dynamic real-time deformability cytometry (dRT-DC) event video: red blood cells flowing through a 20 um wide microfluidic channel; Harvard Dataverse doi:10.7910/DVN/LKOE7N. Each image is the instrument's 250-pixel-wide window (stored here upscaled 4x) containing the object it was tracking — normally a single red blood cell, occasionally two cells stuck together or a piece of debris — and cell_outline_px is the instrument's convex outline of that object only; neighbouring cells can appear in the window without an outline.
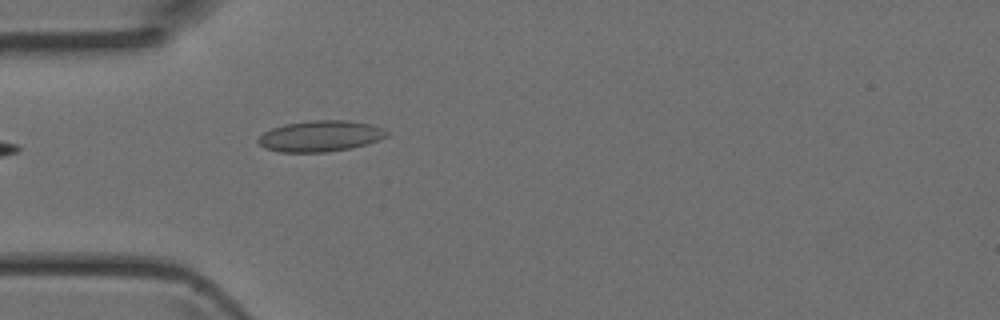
{"species": "Egyptian fruit bat (a non-hibernating species)", "species_latin": "Rousettus aegyptiacus", "temperature_condition": "room temperature", "stored_images_in_passage": 4, "camera_frame_rate_fps": 3000, "um_per_image_px": 0.085, "animal": {"sex": "female"}, "frame": {"image": 1, "passage_image": 4, "time_ms": 1.0, "image_size_px": [1000, 320], "cell_outline_px": [[388, 136], [380, 140], [368, 144], [352, 148], [328, 152], [280, 152], [264, 148], [256, 140], [264, 132], [272, 128], [284, 124], [312, 120], [348, 120], [368, 124], [384, 128], [388, 132]], "centroid_in_image_um": [27.25, 11.57], "position_along_channel_um": 57.8, "area_um2": 23.41}}